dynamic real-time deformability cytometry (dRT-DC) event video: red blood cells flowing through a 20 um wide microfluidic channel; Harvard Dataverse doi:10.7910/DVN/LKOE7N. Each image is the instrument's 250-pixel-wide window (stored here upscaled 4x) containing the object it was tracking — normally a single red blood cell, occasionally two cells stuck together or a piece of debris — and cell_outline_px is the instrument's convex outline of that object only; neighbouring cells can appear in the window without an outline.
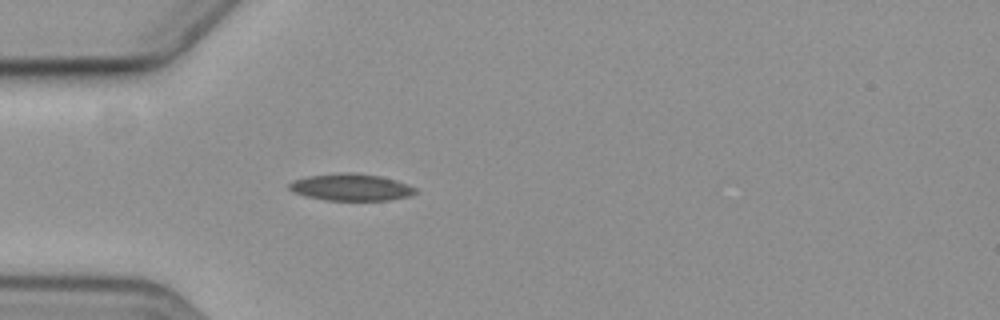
{"species": "common noctule bat (a hibernating species)", "species_latin": "Nyctalus noctula", "temperature_condition": "cold", "stored_images_in_passage": 1, "camera_frame_rate_fps": 3000, "um_per_image_px": 0.085, "animal": {"sex": "female", "body_mass_g": 19.3, "forearm_length_mm": 54.1}, "frame": {"image": 1, "passage_image": 1, "time_ms": 0.0, "image_size_px": [1000, 320], "cell_outline_px": [[416, 192], [408, 196], [388, 200], [324, 200], [304, 196], [292, 192], [288, 188], [288, 184], [292, 180], [308, 176], [340, 172], [352, 172], [380, 176], [396, 180], [408, 184], [416, 188]], "centroid_in_image_um": [29.78, 15.91], "position_along_channel_um": 55.2, "area_um2": 19.94}}